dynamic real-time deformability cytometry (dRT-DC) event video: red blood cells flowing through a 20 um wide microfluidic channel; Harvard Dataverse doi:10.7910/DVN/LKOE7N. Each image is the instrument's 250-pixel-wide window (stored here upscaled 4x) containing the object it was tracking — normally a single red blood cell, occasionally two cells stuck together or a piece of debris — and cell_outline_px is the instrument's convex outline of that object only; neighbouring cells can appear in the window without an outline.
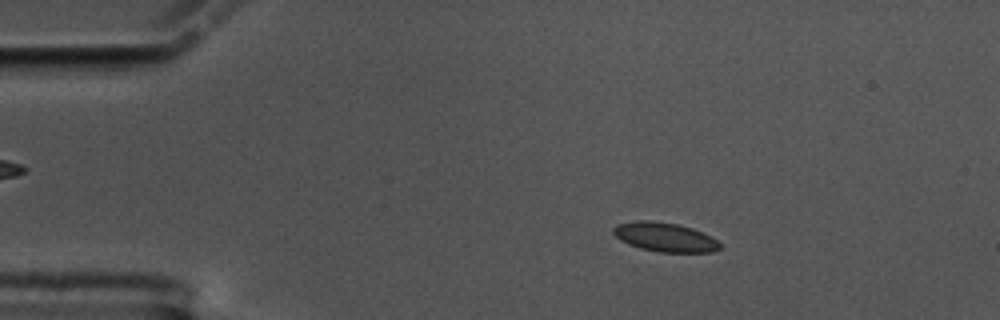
{"species": "common noctule bat (a hibernating species)", "species_latin": "Nyctalus noctula", "temperature_condition": "cold", "stored_images_in_passage": 54, "camera_frame_rate_fps": 3000, "um_per_image_px": 0.085, "animal": {"sex": "male", "body_mass_g": 17.5, "forearm_length_mm": 52.3}, "frame": {"image": 1, "passage_image": 10, "time_ms": 3.0, "image_size_px": [1000, 320], "cell_outline_px": [[720, 248], [712, 252], [660, 252], [640, 248], [628, 244], [620, 240], [612, 232], [612, 228], [616, 224], [636, 220], [648, 220], [676, 224], [692, 228], [712, 236], [720, 244]], "centroid_in_image_um": [56.48, 20.15], "position_along_channel_um": 28.5, "area_um2": 18.09}}
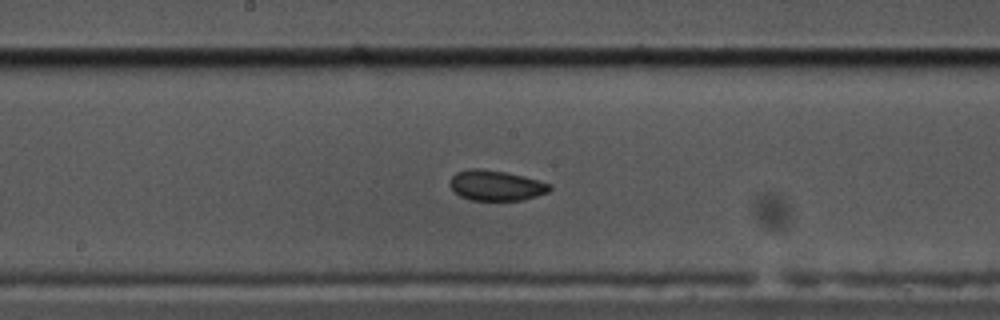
{"frame": {"image": 2, "passage_image": 31, "time_ms": 10.0, "image_size_px": [1000, 320], "cell_outline_px": [[552, 188], [548, 192], [524, 200], [472, 200], [460, 196], [448, 184], [452, 176], [456, 172], [468, 168], [480, 168], [504, 172], [524, 176], [552, 184]], "centroid_in_image_um": [42.16, 15.76], "position_along_channel_um": 206.0, "area_um2": 17.69}}
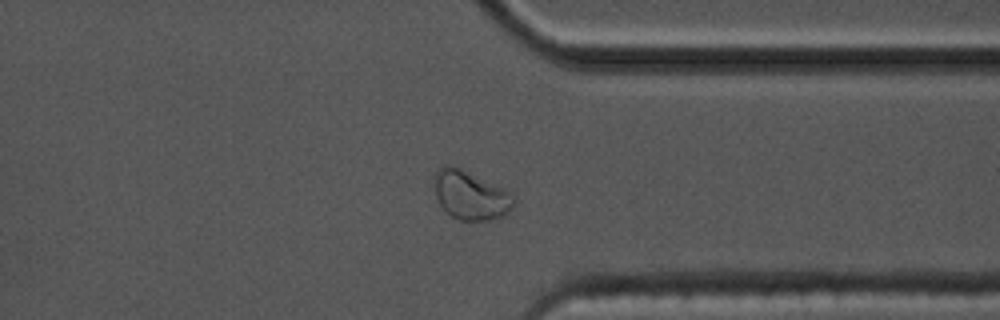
{"frame": {"image": 3, "passage_image": 46, "time_ms": 15.0, "image_size_px": [1000, 320], "cell_outline_px": [[516, 200], [512, 208], [508, 212], [500, 216], [488, 220], [460, 220], [452, 216], [440, 204], [436, 196], [432, 180], [436, 172], [444, 164], [452, 164], [508, 192]], "centroid_in_image_um": [39.93, 16.58], "position_along_channel_um": 371.5, "area_um2": 22.14}, "authors_computed_cell_mechanics": {"area_um2": 17.629, "velocity_mm_per_s": 3.3418, "shape_relaxation_time_tau1_ms": null, "shape_relaxation_time_tau2_ms": 1.7222, "deformation_change_tau1": null, "deformation_change_tau2": 0.0515}}